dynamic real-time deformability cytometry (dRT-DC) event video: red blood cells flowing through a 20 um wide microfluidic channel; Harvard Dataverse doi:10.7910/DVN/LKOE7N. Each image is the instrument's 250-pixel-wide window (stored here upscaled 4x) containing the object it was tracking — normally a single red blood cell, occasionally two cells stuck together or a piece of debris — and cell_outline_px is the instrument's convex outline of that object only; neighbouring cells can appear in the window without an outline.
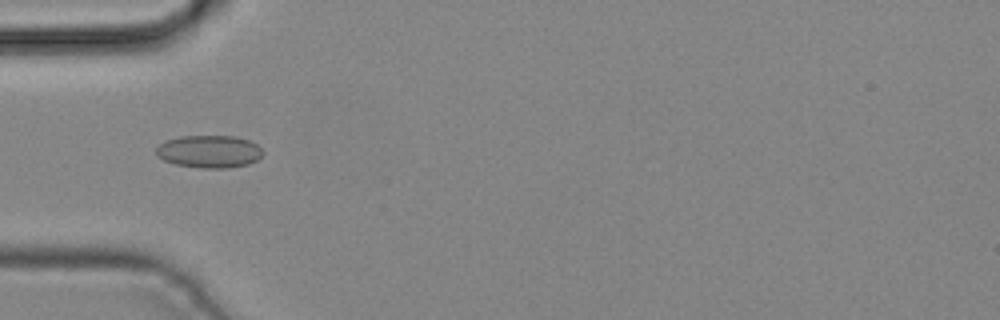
{"species": "common noctule bat (a hibernating species)", "species_latin": "Nyctalus noctula", "temperature_condition": "cold", "stored_images_in_passage": 31, "camera_frame_rate_fps": 3000, "um_per_image_px": 0.085, "animal": {"sex": "male", "body_mass_g": 19.2, "forearm_length_mm": 51.8}, "frame": {"image": 1, "passage_image": 6, "time_ms": 1.667, "image_size_px": [1000, 320], "cell_outline_px": [[264, 152], [256, 160], [248, 164], [228, 168], [200, 168], [176, 164], [164, 160], [156, 156], [156, 148], [160, 144], [168, 140], [180, 136], [236, 136], [248, 140], [256, 144]], "centroid_in_image_um": [17.78, 12.88], "position_along_channel_um": 67.2, "area_um2": 20.17}}
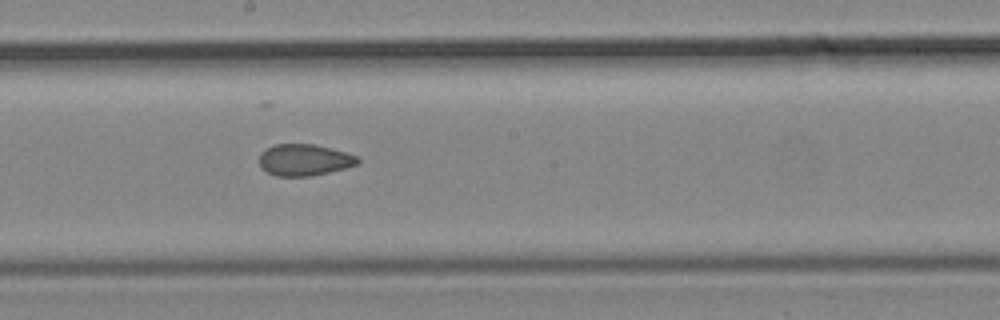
{"frame": {"image": 2, "passage_image": 16, "time_ms": 5.0, "image_size_px": [1000, 320], "cell_outline_px": [[360, 160], [356, 164], [344, 168], [312, 176], [276, 176], [260, 168], [260, 152], [276, 144], [312, 144], [360, 156]], "centroid_in_image_um": [25.85, 13.6], "position_along_channel_um": 222.4, "area_um2": 17.92}}
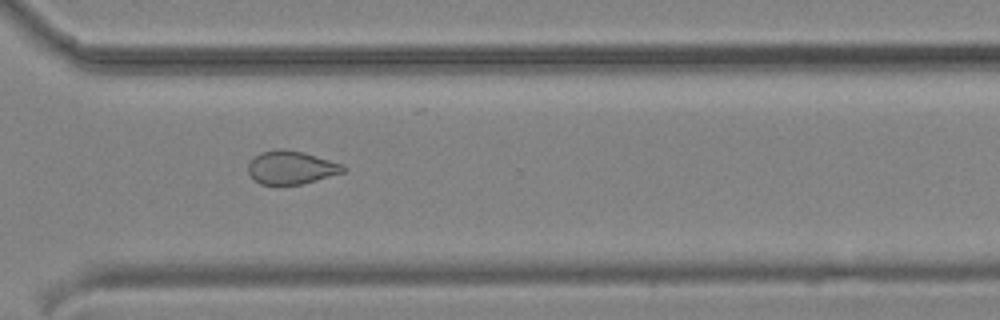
{"frame": {"image": 3, "passage_image": 24, "time_ms": 7.667, "image_size_px": [1000, 320], "cell_outline_px": [[348, 168], [344, 172], [316, 180], [300, 184], [260, 184], [248, 172], [248, 164], [260, 152], [276, 148], [284, 148], [304, 152], [344, 164]], "centroid_in_image_um": [24.78, 14.21], "position_along_channel_um": 345.8, "area_um2": 18.44}}